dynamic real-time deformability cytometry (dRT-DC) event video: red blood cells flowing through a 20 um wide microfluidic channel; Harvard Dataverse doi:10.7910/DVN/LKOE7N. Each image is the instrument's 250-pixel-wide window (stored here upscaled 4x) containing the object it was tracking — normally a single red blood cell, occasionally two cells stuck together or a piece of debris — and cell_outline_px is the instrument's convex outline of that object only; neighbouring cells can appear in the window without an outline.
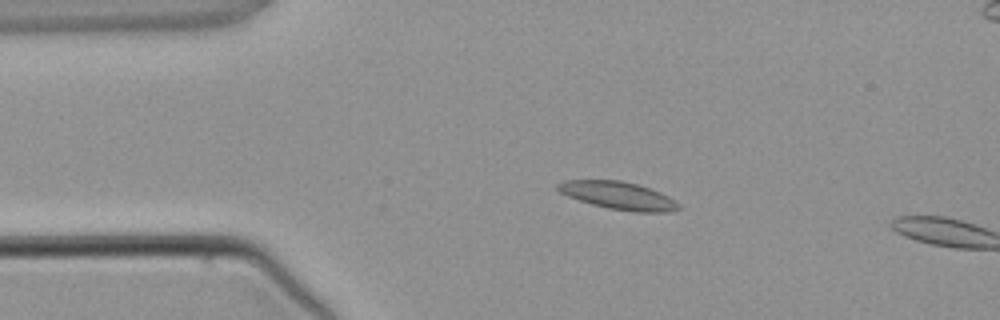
{"species": "common noctule bat (a hibernating species)", "species_latin": "Nyctalus noctula", "temperature_condition": "warm", "stored_images_in_passage": 4, "camera_frame_rate_fps": 3000, "um_per_image_px": 0.085, "animal": {"sex": "male", "body_mass_g": 21.5, "forearm_length_mm": 52.0}, "frame": {"image": 1, "passage_image": 3, "time_ms": 2.333, "image_size_px": [1000, 320], "cell_outline_px": [[680, 208], [672, 212], [632, 212], [608, 208], [592, 204], [568, 196], [560, 192], [556, 188], [556, 184], [564, 180], [620, 180], [640, 184], [660, 192], [668, 196], [680, 204]], "centroid_in_image_um": [52.58, 16.62], "position_along_channel_um": 32.4, "area_um2": 19.65}}